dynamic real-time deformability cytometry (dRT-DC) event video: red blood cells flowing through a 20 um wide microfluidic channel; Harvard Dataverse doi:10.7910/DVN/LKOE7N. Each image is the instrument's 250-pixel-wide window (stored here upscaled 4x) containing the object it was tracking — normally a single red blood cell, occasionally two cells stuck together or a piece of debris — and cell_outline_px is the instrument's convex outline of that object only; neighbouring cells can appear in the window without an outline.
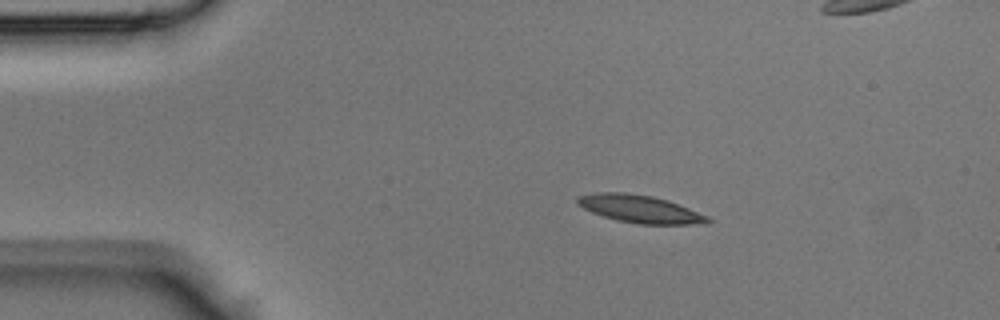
{"species": "Egyptian fruit bat (a non-hibernating species)", "species_latin": "Rousettus aegyptiacus", "temperature_condition": "room temperature", "stored_images_in_passage": 38, "camera_frame_rate_fps": 3000, "um_per_image_px": 0.085, "animal": {"sex": "male"}, "frame": {"image": 1, "passage_image": 1, "time_ms": 0.0, "image_size_px": [1000, 320], "cell_outline_px": [[712, 220], [708, 224], [636, 224], [616, 220], [592, 212], [576, 204], [576, 196], [592, 192], [624, 192], [652, 196], [668, 200], [708, 216]], "centroid_in_image_um": [54.37, 17.75], "position_along_channel_um": 30.6, "area_um2": 21.15}}
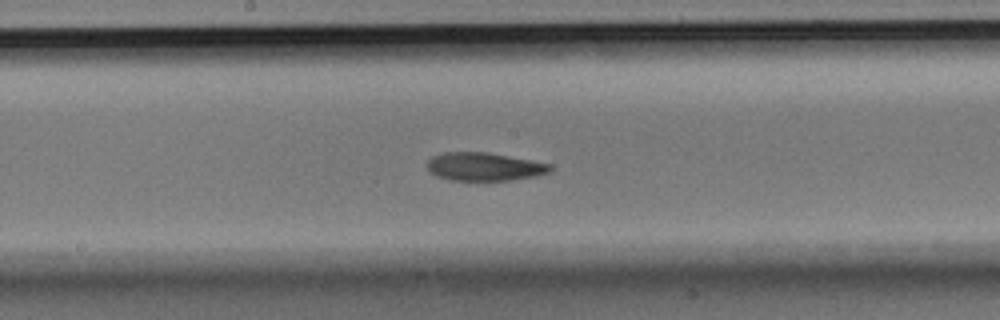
{"frame": {"image": 2, "passage_image": 16, "time_ms": 5.0, "image_size_px": [1000, 320], "cell_outline_px": [[552, 168], [548, 172], [536, 176], [512, 180], [452, 180], [436, 176], [428, 172], [428, 160], [432, 156], [444, 152], [488, 152], [532, 160], [552, 164]], "centroid_in_image_um": [41.16, 14.16], "position_along_channel_um": 207.0, "area_um2": 20.29}}
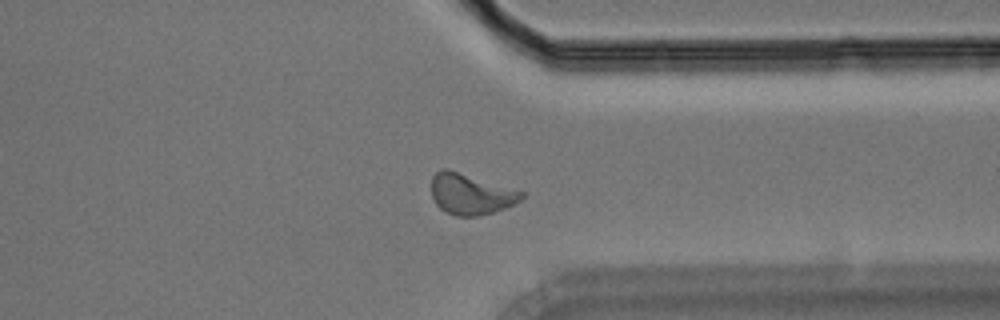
{"frame": {"image": 3, "passage_image": 27, "time_ms": 8.667, "image_size_px": [1000, 320], "cell_outline_px": [[524, 196], [516, 204], [492, 212], [476, 216], [456, 216], [440, 208], [436, 204], [432, 196], [432, 176], [440, 168], [448, 168], [524, 192]], "centroid_in_image_um": [40.0, 16.48], "position_along_channel_um": 371.4, "area_um2": 21.33}}